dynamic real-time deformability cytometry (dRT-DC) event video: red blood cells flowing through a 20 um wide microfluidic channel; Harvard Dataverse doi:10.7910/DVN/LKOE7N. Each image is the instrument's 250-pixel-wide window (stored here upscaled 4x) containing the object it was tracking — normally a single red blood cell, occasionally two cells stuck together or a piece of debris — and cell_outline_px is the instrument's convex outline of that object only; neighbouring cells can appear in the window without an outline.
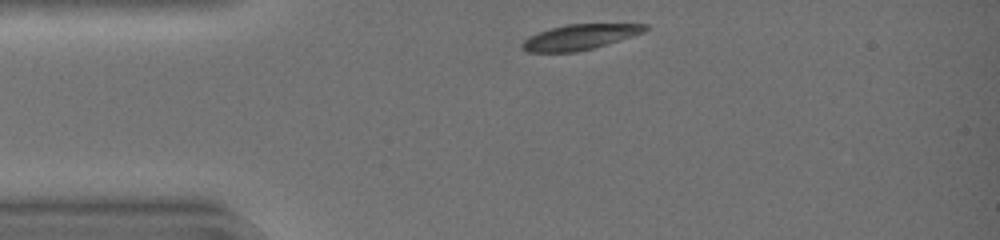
{"species": "common noctule bat (a hibernating species)", "species_latin": "Nyctalus noctula", "temperature_condition": "warm", "stored_images_in_passage": 31, "camera_frame_rate_fps": 3000, "um_per_image_px": 0.085, "animal": {"sex": "female", "body_mass_g": 19.0, "forearm_length_mm": 51.5}, "frame": {"image": 1, "passage_image": 1, "time_ms": 0.0, "image_size_px": [1000, 240], "cell_outline_px": [[648, 28], [644, 32], [596, 48], [576, 52], [528, 52], [520, 48], [520, 44], [528, 36], [552, 28], [568, 24], [648, 24]], "centroid_in_image_um": [49.26, 3.16], "position_along_channel_um": 35.7, "area_um2": 18.15}}
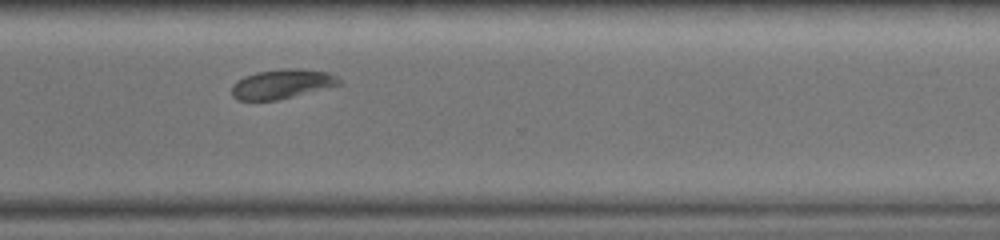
{"frame": {"image": 2, "passage_image": 25, "time_ms": 8.0, "image_size_px": [1000, 240], "cell_outline_px": [[340, 84], [276, 100], [236, 100], [232, 96], [232, 84], [236, 80], [244, 76], [256, 72], [280, 68], [300, 68], [328, 72], [336, 76], [340, 80]], "centroid_in_image_um": [23.9, 7.12], "position_along_channel_um": 346.7, "area_um2": 18.32}}
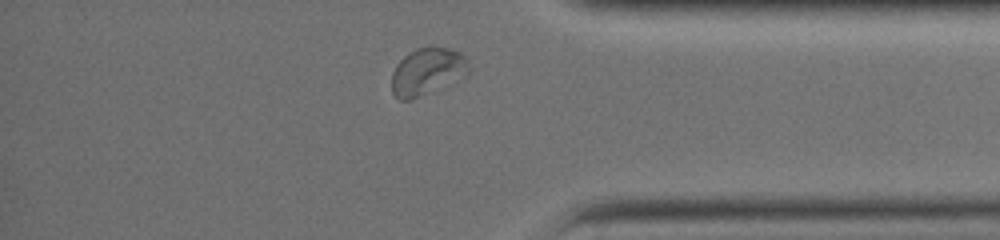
{"frame": {"image": 3, "passage_image": 29, "time_ms": 9.333, "image_size_px": [1000, 240], "cell_outline_px": [[468, 76], [408, 100], [400, 100], [392, 92], [392, 72], [396, 64], [408, 52], [416, 48], [428, 44], [432, 44], [448, 48], [460, 52], [464, 56], [468, 64]], "centroid_in_image_um": [36.32, 6.02], "position_along_channel_um": 398.9, "area_um2": 21.39}, "authors_computed_cell_mechanics": {"area_um2": 19.1318, "velocity_mm_per_s": 4.2798, "shape_relaxation_time_tau1_ms": 2.1925, "shape_relaxation_time_tau2_ms": null, "deformation_change_tau1": 0.1151, "deformation_change_tau2": null}}